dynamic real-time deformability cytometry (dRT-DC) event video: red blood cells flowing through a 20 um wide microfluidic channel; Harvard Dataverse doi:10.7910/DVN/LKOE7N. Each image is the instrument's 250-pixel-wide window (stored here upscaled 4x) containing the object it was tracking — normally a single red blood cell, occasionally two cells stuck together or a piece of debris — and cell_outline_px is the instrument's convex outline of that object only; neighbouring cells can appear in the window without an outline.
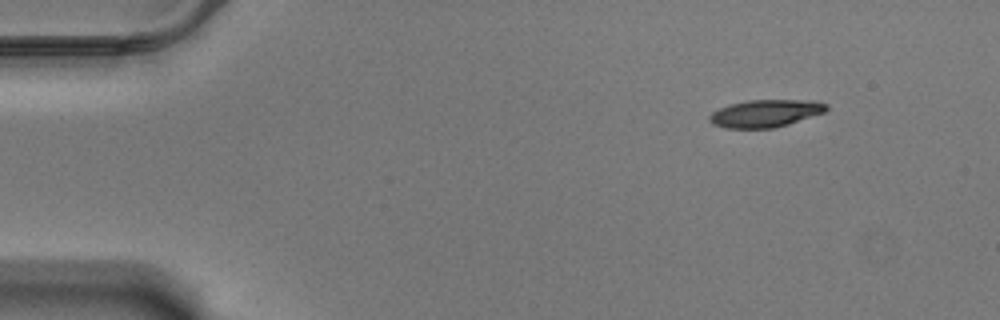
{"species": "Egyptian fruit bat (a non-hibernating species)", "species_latin": "Rousettus aegyptiacus", "temperature_condition": "warm", "stored_images_in_passage": 53, "camera_frame_rate_fps": 3000, "um_per_image_px": 0.085, "animal": {"sex": "male"}, "frame": {"image": 1, "passage_image": 1, "time_ms": 0.0, "image_size_px": [1000, 320], "cell_outline_px": [[828, 108], [824, 112], [788, 124], [772, 128], [724, 128], [712, 124], [708, 120], [708, 116], [712, 112], [728, 104], [748, 100], [816, 100], [828, 104]], "centroid_in_image_um": [65.04, 9.63], "position_along_channel_um": 20.0, "area_um2": 18.79}}
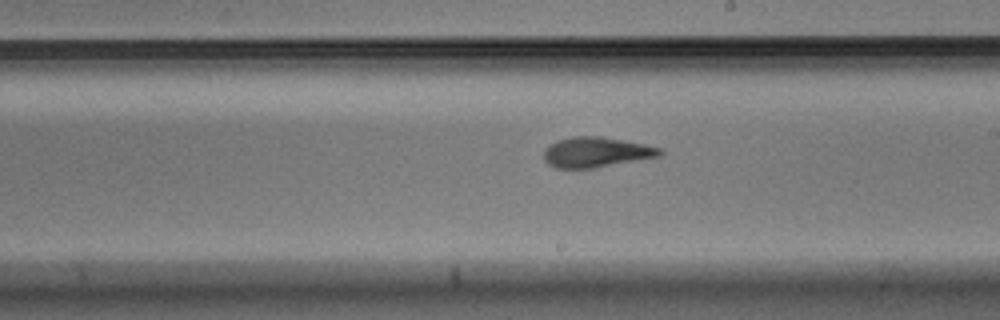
{"frame": {"image": 2, "passage_image": 28, "time_ms": 9.0, "image_size_px": [1000, 320], "cell_outline_px": [[664, 152], [660, 156], [596, 168], [556, 168], [548, 164], [544, 160], [544, 148], [548, 144], [572, 136], [600, 136], [644, 144], [660, 148]], "centroid_in_image_um": [50.65, 12.94], "position_along_channel_um": 238.3, "area_um2": 20.46}}
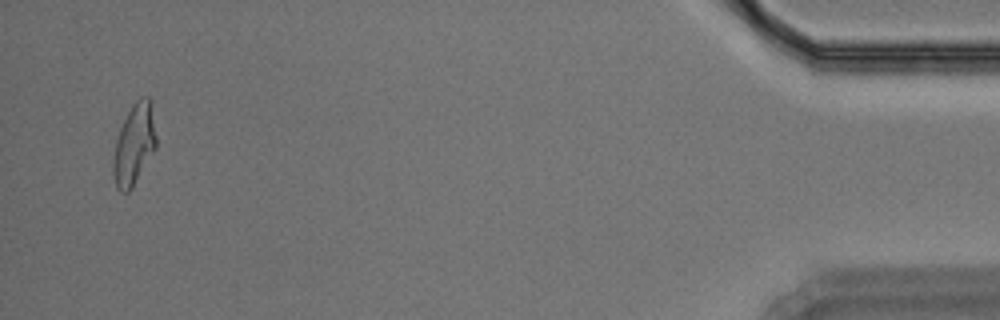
{"frame": {"image": 3, "passage_image": 51, "time_ms": 16.667, "image_size_px": [1000, 320], "cell_outline_px": [[156, 148], [132, 188], [128, 192], [120, 192], [116, 188], [112, 172], [112, 156], [116, 140], [120, 128], [132, 104], [140, 96], [148, 96], [152, 100], [156, 136]], "centroid_in_image_um": [11.4, 12.26], "position_along_channel_um": 423.8, "area_um2": 20.63}, "authors_computed_cell_mechanics": {"area_um2": 20.2878, "velocity_mm_per_s": 3.4579, "shape_relaxation_time_tau1_ms": 9.3655, "shape_relaxation_time_tau2_ms": 2.3845, "deformation_change_tau1": 0.2697, "deformation_change_tau2": 0.1064}}